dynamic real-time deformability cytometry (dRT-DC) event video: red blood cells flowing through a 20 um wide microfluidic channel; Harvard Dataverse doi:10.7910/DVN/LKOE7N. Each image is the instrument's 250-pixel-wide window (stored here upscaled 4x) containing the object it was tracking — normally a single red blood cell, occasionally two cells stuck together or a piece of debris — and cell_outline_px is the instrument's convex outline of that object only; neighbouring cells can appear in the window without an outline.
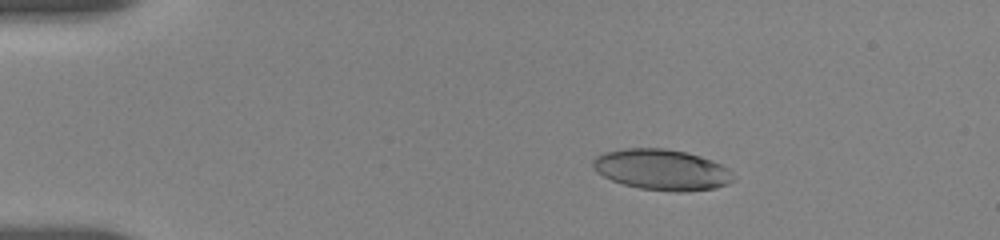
{"species": "human", "species_latin": "Homo sapiens", "temperature_condition": "room temperature", "stored_images_in_passage": 10, "camera_frame_rate_fps": 3000, "um_per_image_px": 0.085, "donor": {"sex": "female"}, "frame": {"image": 1, "passage_image": 6, "time_ms": 3.0, "image_size_px": [1000, 240], "cell_outline_px": [[732, 180], [728, 184], [716, 188], [688, 192], [676, 192], [640, 188], [624, 184], [612, 180], [596, 172], [592, 164], [592, 160], [596, 156], [604, 152], [624, 148], [664, 148], [684, 152], [700, 156], [712, 160], [728, 168], [732, 172]], "centroid_in_image_um": [56.25, 14.42], "position_along_channel_um": 28.8, "area_um2": 33.41}}
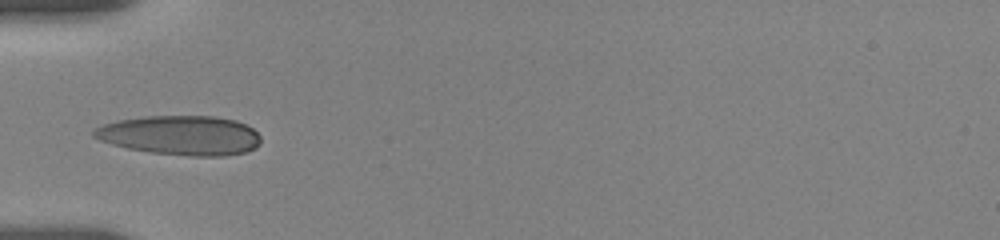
{"frame": {"image": 2, "passage_image": 9, "time_ms": 6.0, "image_size_px": [1000, 240], "cell_outline_px": [[260, 144], [256, 148], [244, 152], [224, 156], [192, 156], [152, 152], [128, 148], [112, 144], [100, 140], [92, 136], [92, 132], [96, 128], [104, 124], [116, 120], [144, 116], [212, 116], [236, 120], [252, 128], [260, 136]], "centroid_in_image_um": [15.35, 11.5], "position_along_channel_um": 69.7, "area_um2": 38.32}}